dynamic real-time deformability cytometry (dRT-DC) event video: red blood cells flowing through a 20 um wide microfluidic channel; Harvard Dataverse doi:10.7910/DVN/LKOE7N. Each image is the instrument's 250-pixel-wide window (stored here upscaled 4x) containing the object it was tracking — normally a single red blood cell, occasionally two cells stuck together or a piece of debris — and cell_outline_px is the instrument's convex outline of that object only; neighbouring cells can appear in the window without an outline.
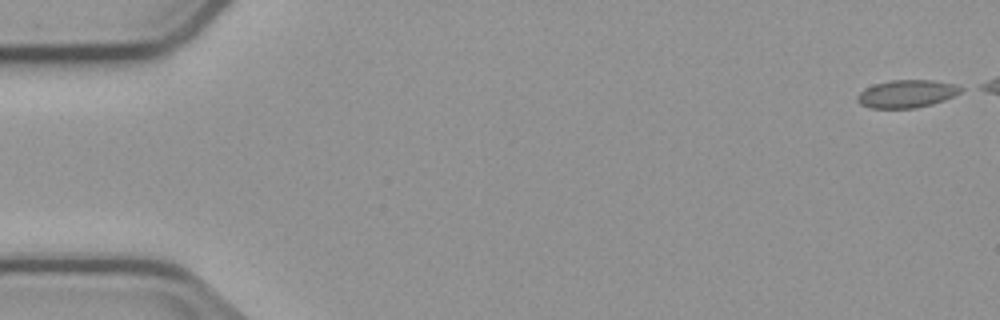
{"species": "common noctule bat (a hibernating species)", "species_latin": "Nyctalus noctula", "temperature_condition": "cold", "stored_images_in_passage": 3, "camera_frame_rate_fps": 3000, "um_per_image_px": 0.085, "animal": {"sex": "male", "body_mass_g": 23.1, "forearm_length_mm": 52.7}, "frame": {"image": 1, "passage_image": 1, "time_ms": 0.0, "image_size_px": [1000, 320], "cell_outline_px": [[964, 88], [960, 92], [944, 100], [932, 104], [916, 108], [872, 108], [860, 104], [856, 100], [856, 96], [860, 92], [876, 84], [892, 80], [932, 80], [956, 84]], "centroid_in_image_um": [77.09, 7.97], "position_along_channel_um": 7.9, "area_um2": 16.59}}